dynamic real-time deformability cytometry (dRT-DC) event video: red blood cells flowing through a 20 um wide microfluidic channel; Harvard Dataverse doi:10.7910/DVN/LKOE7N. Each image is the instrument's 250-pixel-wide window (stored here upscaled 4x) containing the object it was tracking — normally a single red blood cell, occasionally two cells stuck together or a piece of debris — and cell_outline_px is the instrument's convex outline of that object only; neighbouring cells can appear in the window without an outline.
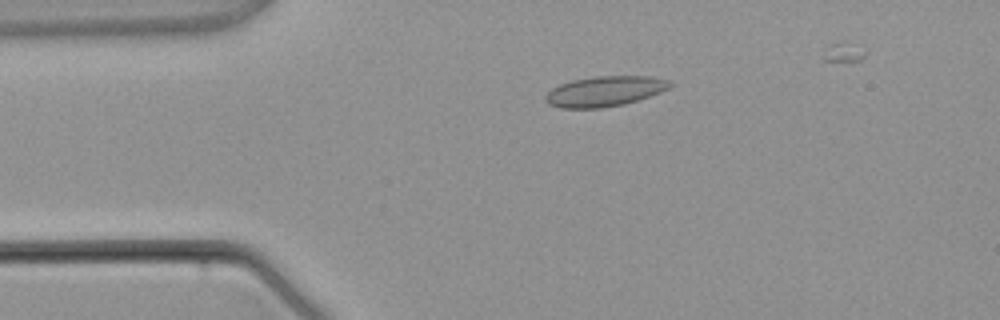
{"species": "common noctule bat (a hibernating species)", "species_latin": "Nyctalus noctula", "temperature_condition": "warm", "stored_images_in_passage": 3, "camera_frame_rate_fps": 3000, "um_per_image_px": 0.085, "animal": {"sex": "male", "body_mass_g": 21.5, "forearm_length_mm": 52.0}, "frame": {"image": 1, "passage_image": 1, "time_ms": 0.0, "image_size_px": [1000, 320], "cell_outline_px": [[672, 84], [668, 88], [660, 92], [624, 104], [600, 108], [560, 108], [548, 104], [544, 100], [544, 96], [552, 88], [560, 84], [572, 80], [596, 76], [652, 76], [668, 80]], "centroid_in_image_um": [51.36, 7.76], "position_along_channel_um": 33.6, "area_um2": 21.85}}
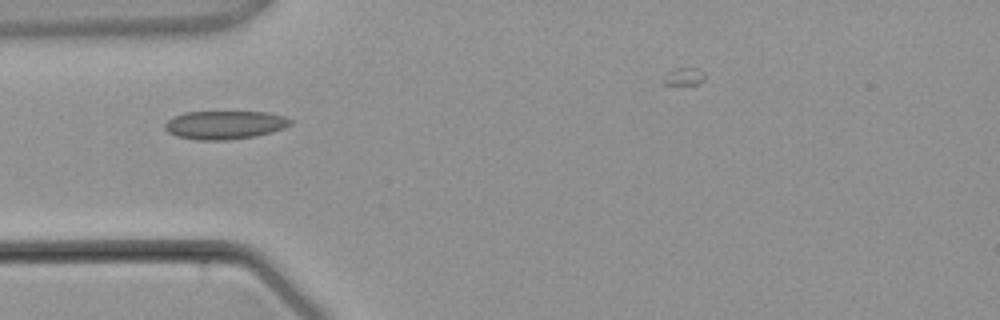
{"frame": {"image": 2, "passage_image": 2, "time_ms": 1.333, "image_size_px": [1000, 320], "cell_outline_px": [[292, 124], [284, 128], [272, 132], [256, 136], [224, 140], [196, 140], [176, 136], [168, 132], [164, 128], [164, 124], [172, 116], [184, 112], [268, 112], [284, 116], [292, 120]], "centroid_in_image_um": [19.09, 10.61], "position_along_channel_um": 65.9, "area_um2": 20.92}}
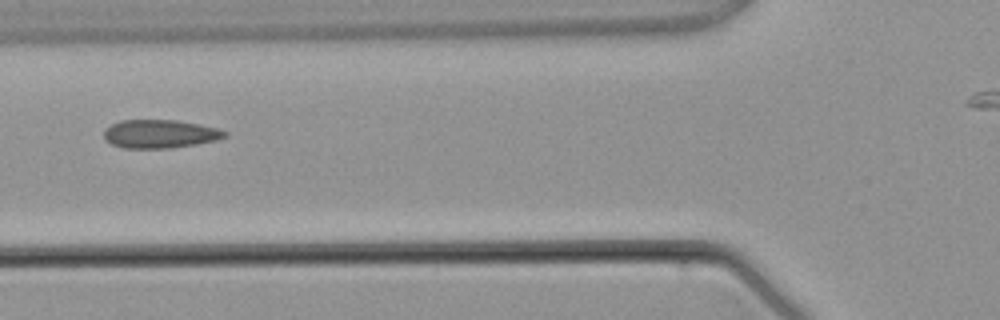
{"frame": {"image": 3, "passage_image": 3, "time_ms": 2.333, "image_size_px": [1000, 320], "cell_outline_px": [[228, 136], [216, 140], [196, 144], [168, 148], [124, 148], [112, 144], [104, 140], [104, 128], [120, 120], [176, 120], [216, 128], [228, 132]], "centroid_in_image_um": [13.56, 11.38], "position_along_channel_um": 112.2, "area_um2": 19.94}}